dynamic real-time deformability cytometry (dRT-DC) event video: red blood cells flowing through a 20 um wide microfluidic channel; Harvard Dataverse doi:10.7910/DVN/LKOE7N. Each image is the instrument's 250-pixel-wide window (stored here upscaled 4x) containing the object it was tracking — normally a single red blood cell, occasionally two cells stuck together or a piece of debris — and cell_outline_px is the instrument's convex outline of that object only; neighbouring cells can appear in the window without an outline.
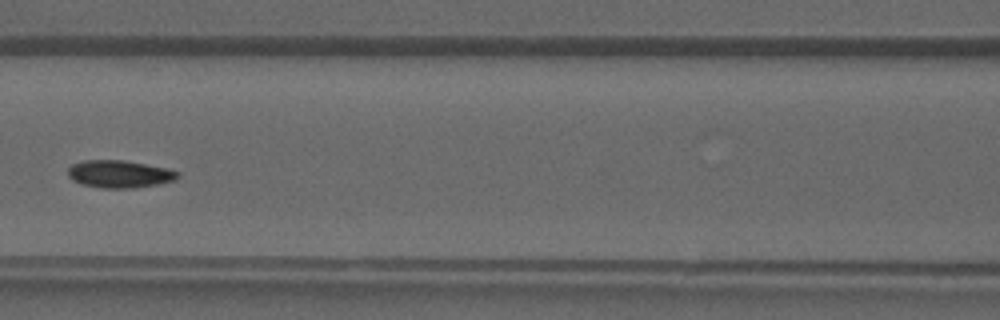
{"species": "common noctule bat (a hibernating species)", "species_latin": "Nyctalus noctula", "temperature_condition": "warm", "stored_images_in_passage": 41, "camera_frame_rate_fps": 3000, "um_per_image_px": 0.085, "animal": {"sex": "male", "forearm_length_mm": 52.5}, "frame": {"image": 1, "passage_image": 18, "time_ms": 5.667, "image_size_px": [1000, 320], "cell_outline_px": [[180, 176], [176, 180], [156, 184], [132, 188], [100, 188], [80, 184], [72, 180], [68, 176], [68, 168], [72, 164], [84, 160], [124, 160], [164, 168], [180, 172]], "centroid_in_image_um": [10.12, 14.8], "position_along_channel_um": 156.5, "area_um2": 17.57}}
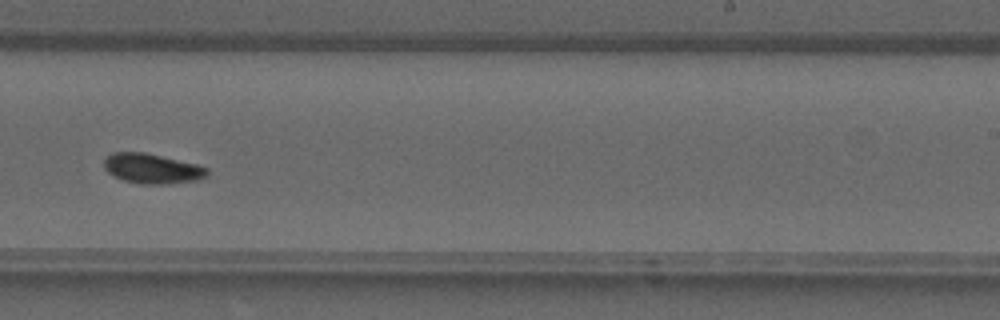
{"frame": {"image": 2, "passage_image": 25, "time_ms": 8.0, "image_size_px": [1000, 320], "cell_outline_px": [[208, 176], [200, 180], [164, 184], [140, 184], [124, 180], [112, 176], [104, 168], [104, 156], [112, 152], [144, 152], [196, 164], [208, 168]], "centroid_in_image_um": [12.91, 14.33], "position_along_channel_um": 276.1, "area_um2": 18.15}}
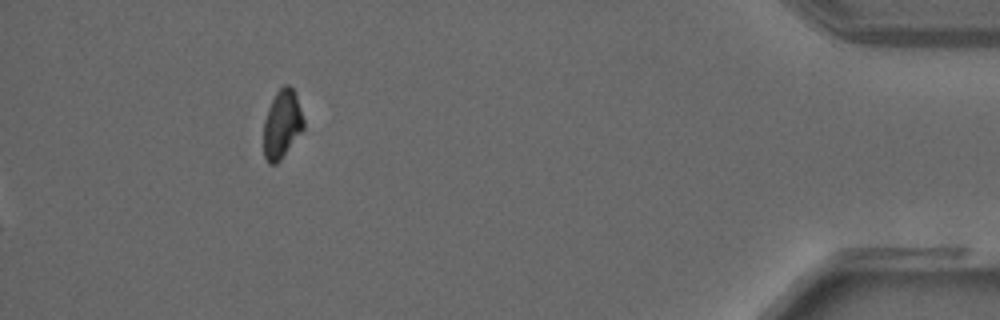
{"frame": {"image": 3, "passage_image": 41, "time_ms": 13.333, "image_size_px": [1000, 320], "cell_outline_px": [[304, 128], [280, 160], [276, 164], [268, 164], [264, 156], [264, 120], [268, 108], [276, 92], [284, 84], [288, 84], [296, 92], [304, 120]], "centroid_in_image_um": [23.97, 10.54], "position_along_channel_um": 411.2, "area_um2": 15.95}}